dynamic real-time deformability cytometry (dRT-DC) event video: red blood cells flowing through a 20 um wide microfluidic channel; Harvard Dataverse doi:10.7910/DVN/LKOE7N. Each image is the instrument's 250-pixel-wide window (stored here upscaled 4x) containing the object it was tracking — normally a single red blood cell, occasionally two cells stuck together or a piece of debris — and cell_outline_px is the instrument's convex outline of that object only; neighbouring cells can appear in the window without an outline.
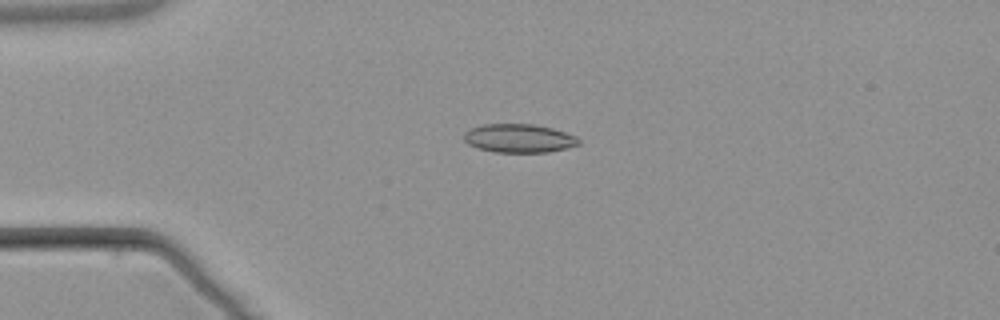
{"species": "common noctule bat (a hibernating species)", "species_latin": "Nyctalus noctula", "temperature_condition": "warm", "stored_images_in_passage": 4, "camera_frame_rate_fps": 3000, "um_per_image_px": 0.085, "animal": {"sex": "male", "body_mass_g": 21.5, "forearm_length_mm": 52.0}, "frame": {"image": 1, "passage_image": 3, "time_ms": 2.333, "image_size_px": [1000, 320], "cell_outline_px": [[580, 144], [568, 148], [548, 152], [496, 152], [480, 148], [468, 144], [464, 140], [464, 132], [472, 128], [484, 124], [532, 124], [552, 128], [576, 136], [580, 140]], "centroid_in_image_um": [44.14, 11.75], "position_along_channel_um": 40.9, "area_um2": 19.02}}